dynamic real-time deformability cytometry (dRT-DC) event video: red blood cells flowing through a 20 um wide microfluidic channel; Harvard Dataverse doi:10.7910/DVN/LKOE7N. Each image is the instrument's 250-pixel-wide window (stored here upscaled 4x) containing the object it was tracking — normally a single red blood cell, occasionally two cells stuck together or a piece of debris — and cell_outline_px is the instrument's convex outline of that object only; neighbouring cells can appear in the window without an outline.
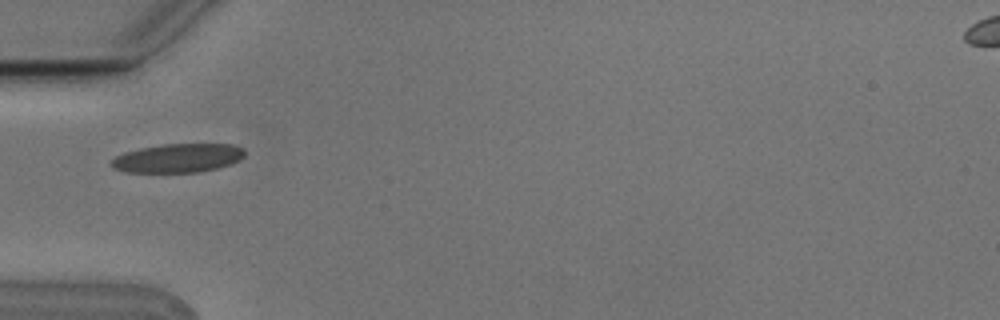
{"species": "Egyptian fruit bat (a non-hibernating species)", "species_latin": "Rousettus aegyptiacus", "temperature_condition": "cold", "stored_images_in_passage": 1, "camera_frame_rate_fps": 3000, "um_per_image_px": 0.085, "animal": {"sex": "male"}, "frame": {"image": 1, "passage_image": 1, "time_ms": 0.0, "image_size_px": [1000, 320], "cell_outline_px": [[244, 156], [240, 160], [232, 164], [216, 168], [196, 172], [124, 172], [112, 168], [108, 164], [116, 156], [124, 152], [140, 148], [164, 144], [232, 144], [244, 148]], "centroid_in_image_um": [15.11, 13.44], "position_along_channel_um": 69.9, "area_um2": 22.48}}